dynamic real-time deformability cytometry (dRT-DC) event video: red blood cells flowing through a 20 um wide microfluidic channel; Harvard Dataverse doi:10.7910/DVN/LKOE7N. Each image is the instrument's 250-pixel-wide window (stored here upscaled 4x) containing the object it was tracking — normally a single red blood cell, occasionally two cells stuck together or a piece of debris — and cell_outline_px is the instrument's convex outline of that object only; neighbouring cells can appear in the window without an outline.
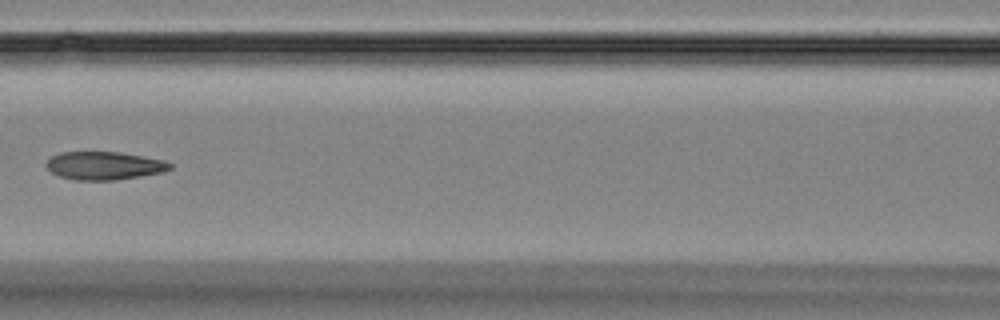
{"species": "Egyptian fruit bat (a non-hibernating species)", "species_latin": "Rousettus aegyptiacus", "temperature_condition": "room temperature", "stored_images_in_passage": 10, "camera_frame_rate_fps": 3000, "um_per_image_px": 0.085, "animal": {"sex": "female"}, "frame": {"image": 1, "passage_image": 7, "time_ms": 8.333, "image_size_px": [1000, 320], "cell_outline_px": [[172, 168], [160, 172], [140, 176], [116, 180], [76, 180], [60, 176], [52, 172], [44, 164], [52, 156], [60, 152], [120, 152], [164, 160], [172, 164]], "centroid_in_image_um": [8.84, 14.08], "position_along_channel_um": 157.8, "area_um2": 20.11}}
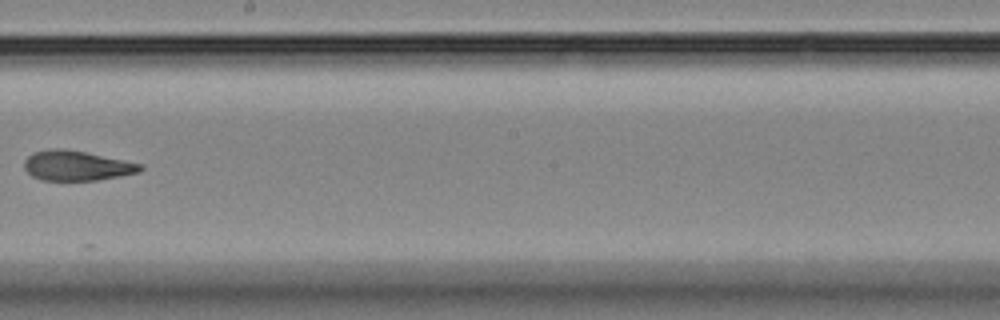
{"frame": {"image": 2, "passage_image": 9, "time_ms": 10.667, "image_size_px": [1000, 320], "cell_outline_px": [[144, 168], [140, 172], [120, 176], [96, 180], [40, 180], [32, 176], [24, 168], [24, 160], [32, 152], [56, 148], [64, 148], [144, 164]], "centroid_in_image_um": [6.52, 14.08], "position_along_channel_um": 241.7, "area_um2": 20.23}}
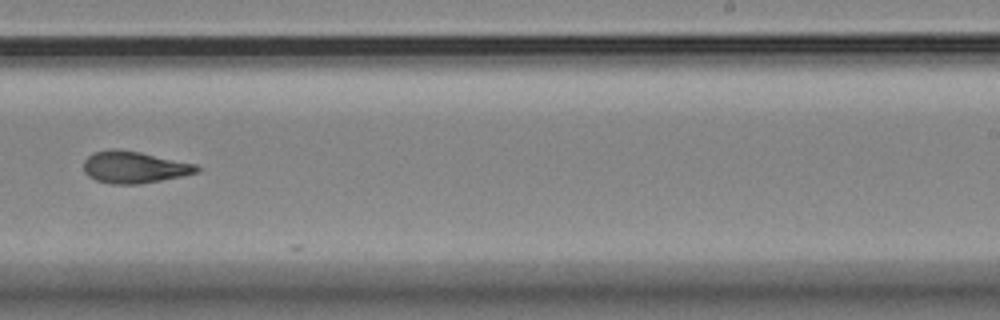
{"frame": {"image": 3, "passage_image": 10, "time_ms": 11.667, "image_size_px": [1000, 320], "cell_outline_px": [[200, 172], [140, 184], [112, 184], [96, 180], [88, 176], [84, 172], [84, 160], [88, 156], [96, 152], [116, 148], [140, 152], [196, 164], [200, 168]], "centroid_in_image_um": [11.4, 14.21], "position_along_channel_um": 277.6, "area_um2": 20.87}}